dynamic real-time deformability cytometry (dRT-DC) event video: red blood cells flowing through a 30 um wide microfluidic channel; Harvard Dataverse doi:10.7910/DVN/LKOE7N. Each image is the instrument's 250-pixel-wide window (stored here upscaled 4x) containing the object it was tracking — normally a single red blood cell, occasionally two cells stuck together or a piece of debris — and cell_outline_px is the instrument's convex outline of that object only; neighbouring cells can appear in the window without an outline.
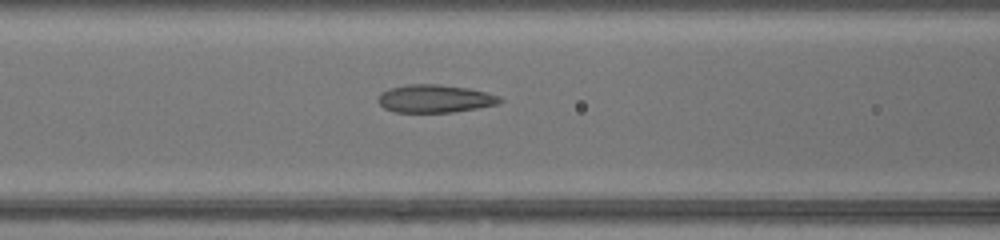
{"species": "common noctule bat (a hibernating species)", "species_latin": "Nyctalus noctula", "temperature_condition": "warm", "stored_images_in_passage": 26, "camera_frame_rate_fps": 3000, "um_per_image_px": 0.085, "animal": {"sex": "female", "body_mass_g": 17.0, "forearm_length_mm": 48.0}, "frame": {"image": 1, "passage_image": 7, "time_ms": 2.0, "image_size_px": [1000, 240], "cell_outline_px": [[504, 100], [496, 104], [476, 108], [452, 112], [396, 112], [384, 108], [380, 104], [380, 92], [388, 88], [408, 84], [440, 84], [468, 88], [500, 96]], "centroid_in_image_um": [36.96, 8.37], "position_along_channel_um": 129.6, "area_um2": 19.65}}
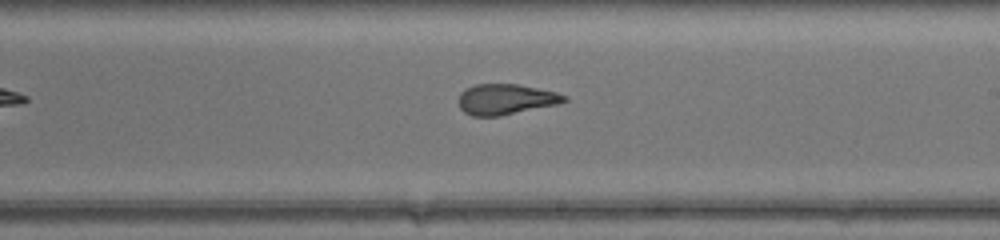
{"frame": {"image": 2, "passage_image": 15, "time_ms": 4.667, "image_size_px": [1000, 240], "cell_outline_px": [[568, 100], [556, 104], [500, 116], [472, 116], [464, 112], [460, 108], [460, 92], [476, 84], [516, 84], [556, 92], [568, 96]], "centroid_in_image_um": [42.99, 8.44], "position_along_channel_um": 246.0, "area_um2": 18.55}}
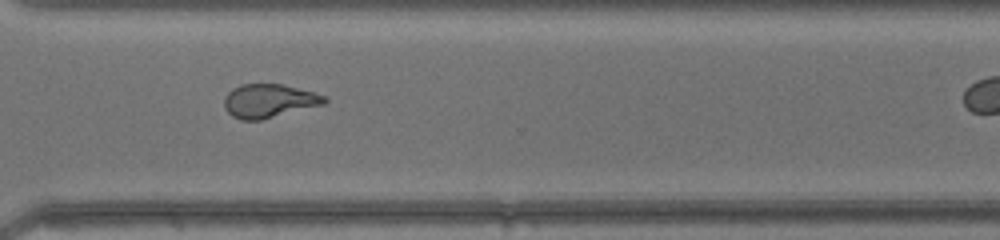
{"frame": {"image": 3, "passage_image": 22, "time_ms": 7.0, "image_size_px": [1000, 240], "cell_outline_px": [[328, 100], [324, 104], [260, 120], [240, 120], [232, 116], [224, 108], [224, 100], [228, 92], [232, 88], [240, 84], [284, 84], [312, 92], [324, 96]], "centroid_in_image_um": [22.83, 8.57], "position_along_channel_um": 347.8, "area_um2": 19.54}}